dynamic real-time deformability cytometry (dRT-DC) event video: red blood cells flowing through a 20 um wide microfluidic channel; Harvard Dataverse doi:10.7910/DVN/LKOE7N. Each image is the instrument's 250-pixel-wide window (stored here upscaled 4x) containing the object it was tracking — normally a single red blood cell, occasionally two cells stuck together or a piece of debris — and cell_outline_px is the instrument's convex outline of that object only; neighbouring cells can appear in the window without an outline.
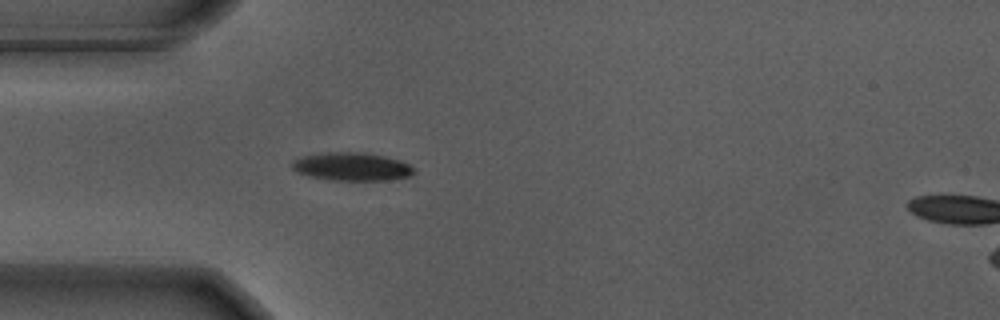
{"species": "Egyptian fruit bat (a non-hibernating species)", "species_latin": "Rousettus aegyptiacus", "temperature_condition": "warm", "stored_images_in_passage": 21, "camera_frame_rate_fps": 3000, "um_per_image_px": 0.085, "animal": {"sex": "male"}, "frame": {"image": 1, "passage_image": 4, "time_ms": 1.0, "image_size_px": [1000, 320], "cell_outline_px": [[416, 172], [408, 176], [388, 180], [332, 180], [312, 176], [300, 172], [292, 168], [292, 160], [300, 156], [324, 152], [364, 152], [384, 156], [400, 160], [408, 164]], "centroid_in_image_um": [29.9, 14.14], "position_along_channel_um": 55.1, "area_um2": 19.88}}
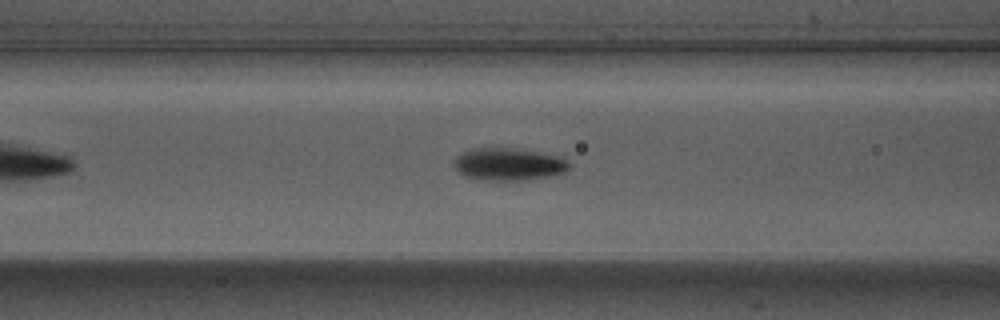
{"frame": {"image": 2, "passage_image": 10, "time_ms": 3.0, "image_size_px": [1000, 320], "cell_outline_px": [[572, 164], [564, 172], [548, 176], [528, 180], [480, 180], [464, 176], [456, 168], [456, 156], [472, 148], [508, 148], [560, 156]], "centroid_in_image_um": [43.24, 13.97], "position_along_channel_um": 123.4, "area_um2": 21.44}}
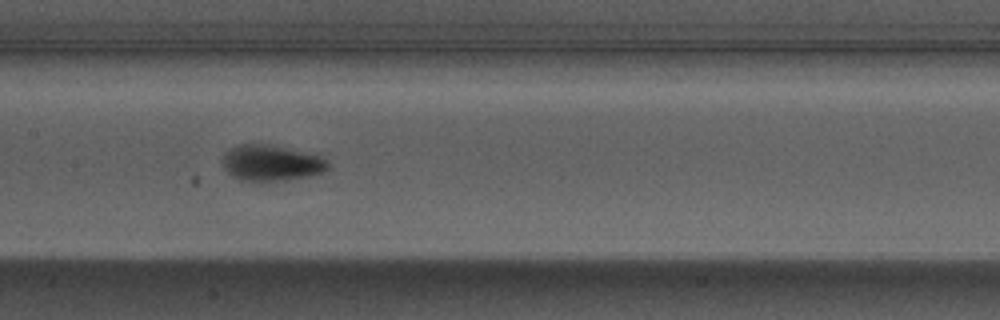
{"frame": {"image": 3, "passage_image": 15, "time_ms": 4.667, "image_size_px": [1000, 320], "cell_outline_px": [[328, 168], [324, 172], [308, 176], [288, 180], [260, 184], [256, 184], [240, 180], [228, 172], [224, 168], [224, 156], [232, 148], [240, 144], [256, 144], [280, 148], [320, 156], [328, 160]], "centroid_in_image_um": [23.05, 13.93], "position_along_channel_um": 184.3, "area_um2": 21.85}}